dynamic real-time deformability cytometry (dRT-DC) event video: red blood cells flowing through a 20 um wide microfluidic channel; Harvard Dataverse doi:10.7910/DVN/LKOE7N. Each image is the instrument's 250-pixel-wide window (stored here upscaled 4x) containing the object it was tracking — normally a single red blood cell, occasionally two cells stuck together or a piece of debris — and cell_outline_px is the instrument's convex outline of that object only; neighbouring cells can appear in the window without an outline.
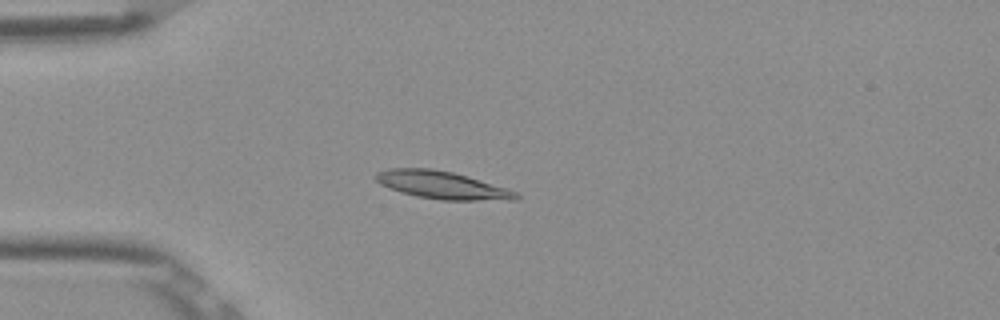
{"species": "Egyptian fruit bat (a non-hibernating species)", "species_latin": "Rousettus aegyptiacus", "temperature_condition": "room temperature", "stored_images_in_passage": 52, "camera_frame_rate_fps": 3000, "um_per_image_px": 0.085, "frame": {"image": 1, "passage_image": 14, "time_ms": 4.333, "image_size_px": [1000, 320], "cell_outline_px": [[520, 196], [516, 200], [440, 200], [416, 196], [400, 192], [380, 184], [372, 176], [376, 172], [388, 168], [432, 168], [452, 172], [468, 176], [508, 188], [516, 192]], "centroid_in_image_um": [37.56, 15.72], "position_along_channel_um": 47.4, "area_um2": 22.83}}
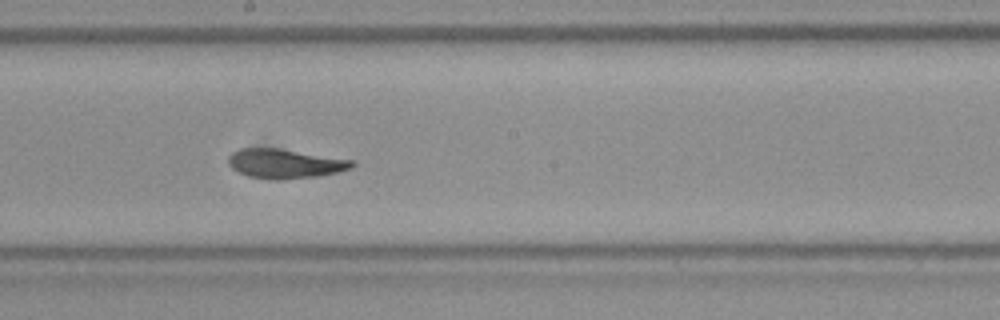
{"frame": {"image": 2, "passage_image": 29, "time_ms": 9.333, "image_size_px": [1000, 320], "cell_outline_px": [[356, 164], [352, 168], [336, 172], [316, 176], [248, 176], [232, 168], [228, 164], [228, 156], [232, 152], [240, 148], [280, 148], [352, 160]], "centroid_in_image_um": [24.22, 13.84], "position_along_channel_um": 224.0, "area_um2": 20.06}}
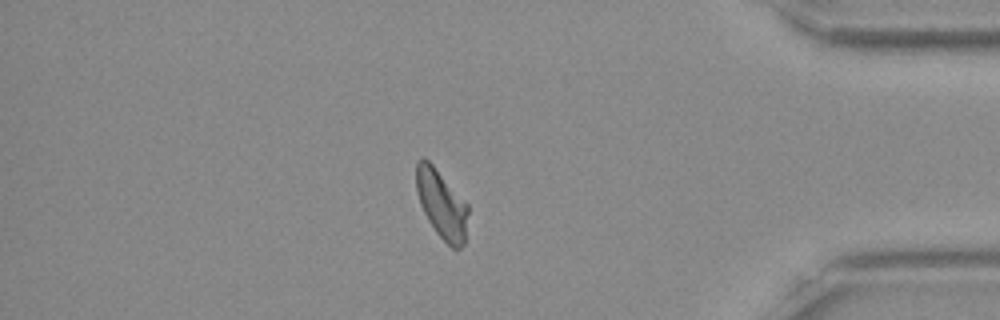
{"frame": {"image": 3, "passage_image": 45, "time_ms": 14.667, "image_size_px": [1000, 320], "cell_outline_px": [[468, 212], [464, 244], [456, 252], [436, 232], [428, 220], [420, 204], [416, 192], [416, 160], [420, 156], [424, 156], [432, 164], [468, 204]], "centroid_in_image_um": [37.52, 17.34], "position_along_channel_um": 397.7, "area_um2": 20.75}, "authors_computed_cell_mechanics": {"area_um2": 21.0392, "velocity_mm_per_s": 3.8677, "shape_relaxation_time_tau1_ms": 6.9825, "shape_relaxation_time_tau2_ms": 2.089, "deformation_change_tau1": 0.1959, "deformation_change_tau2": 0.0812}}